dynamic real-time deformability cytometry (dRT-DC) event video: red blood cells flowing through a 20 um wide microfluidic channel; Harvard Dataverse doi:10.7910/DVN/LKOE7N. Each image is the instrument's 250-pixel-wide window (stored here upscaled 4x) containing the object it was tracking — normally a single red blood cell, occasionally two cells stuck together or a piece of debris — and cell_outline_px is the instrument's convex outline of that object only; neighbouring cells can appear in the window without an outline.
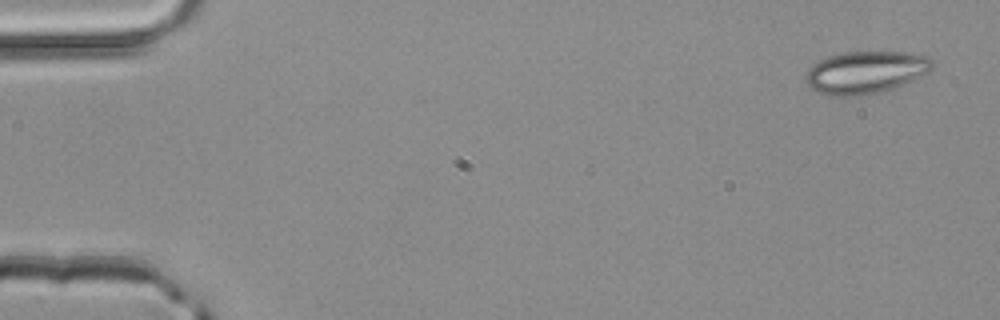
{"species": "common noctule bat (a hibernating species)", "species_latin": "Nyctalus noctula", "temperature_condition": "room temperature", "stored_images_in_passage": 4, "camera_frame_rate_fps": 3000, "um_per_image_px": 0.085, "animal": {"sex": "male", "body_mass_g": 20.4}, "frame": {"image": 1, "passage_image": 1, "time_ms": 0.0, "image_size_px": [1000, 320], "cell_outline_px": [[936, 64], [928, 72], [892, 88], [880, 92], [864, 96], [828, 96], [812, 88], [804, 80], [804, 76], [808, 68], [812, 64], [828, 56], [844, 52], [908, 52], [928, 56]], "centroid_in_image_um": [73.55, 6.14], "position_along_channel_um": 11.5, "area_um2": 31.39}}